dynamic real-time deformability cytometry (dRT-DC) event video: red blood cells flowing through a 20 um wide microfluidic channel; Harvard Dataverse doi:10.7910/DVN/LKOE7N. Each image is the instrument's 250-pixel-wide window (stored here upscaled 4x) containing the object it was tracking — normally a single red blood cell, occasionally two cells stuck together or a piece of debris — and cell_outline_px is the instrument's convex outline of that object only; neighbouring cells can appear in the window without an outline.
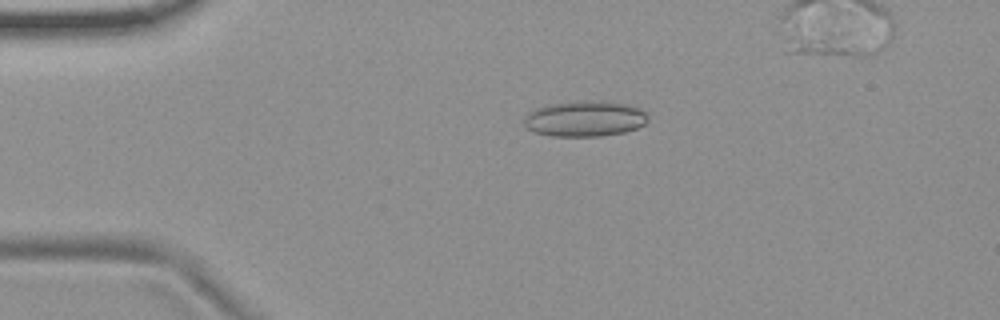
{"species": "common noctule bat (a hibernating species)", "species_latin": "Nyctalus noctula", "temperature_condition": "room temperature", "stored_images_in_passage": 5, "camera_frame_rate_fps": 3000, "um_per_image_px": 0.085, "animal": {"sex": "female", "body_mass_g": 19.9}, "frame": {"image": 1, "passage_image": 3, "time_ms": 2.333, "image_size_px": [1000, 320], "cell_outline_px": [[648, 120], [644, 124], [636, 128], [624, 132], [600, 136], [552, 136], [536, 132], [528, 128], [524, 124], [524, 116], [528, 112], [536, 108], [548, 104], [576, 100], [600, 100], [628, 104], [640, 108], [648, 116]], "centroid_in_image_um": [49.71, 10.07], "position_along_channel_um": 35.3, "area_um2": 26.01}}